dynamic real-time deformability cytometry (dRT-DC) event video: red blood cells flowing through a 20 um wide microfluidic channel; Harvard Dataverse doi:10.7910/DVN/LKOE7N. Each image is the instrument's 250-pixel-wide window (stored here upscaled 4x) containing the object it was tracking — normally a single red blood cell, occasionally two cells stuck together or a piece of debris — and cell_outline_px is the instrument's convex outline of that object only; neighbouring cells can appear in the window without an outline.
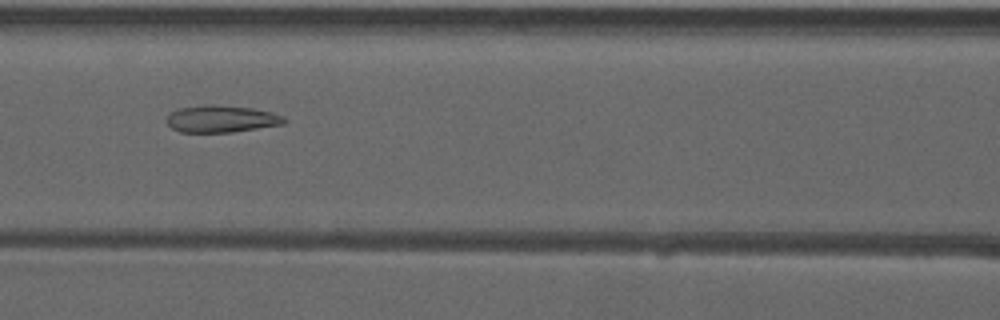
{"species": "common noctule bat (a hibernating species)", "species_latin": "Nyctalus noctula", "temperature_condition": "warm", "stored_images_in_passage": 52, "camera_frame_rate_fps": 3000, "um_per_image_px": 0.085, "animal": {"sex": "male", "forearm_length_mm": 52.5}, "frame": {"image": 1, "passage_image": 23, "time_ms": 7.333, "image_size_px": [1000, 320], "cell_outline_px": [[288, 120], [284, 124], [232, 132], [180, 132], [172, 128], [164, 120], [172, 112], [180, 108], [208, 104], [212, 104], [252, 108], [272, 112], [284, 116]], "centroid_in_image_um": [18.84, 10.1], "position_along_channel_um": 147.8, "area_um2": 18.55}}
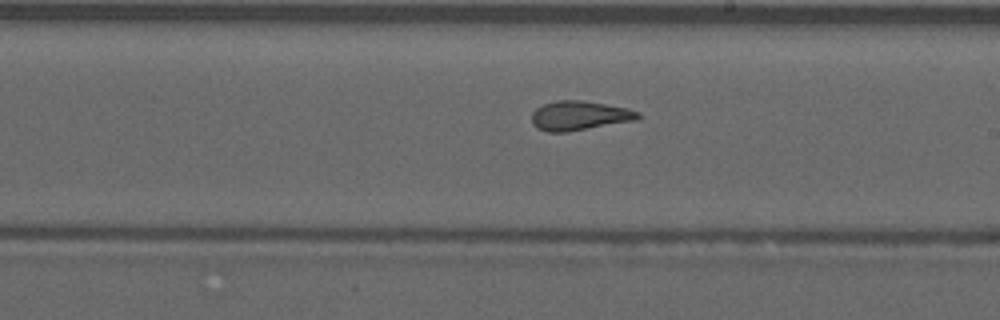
{"frame": {"image": 2, "passage_image": 30, "time_ms": 9.667, "image_size_px": [1000, 320], "cell_outline_px": [[640, 116], [636, 120], [568, 132], [548, 132], [536, 128], [532, 124], [532, 112], [536, 108], [544, 104], [556, 100], [580, 100], [604, 104], [624, 108], [640, 112]], "centroid_in_image_um": [49.2, 9.84], "position_along_channel_um": 239.8, "area_um2": 18.09}}
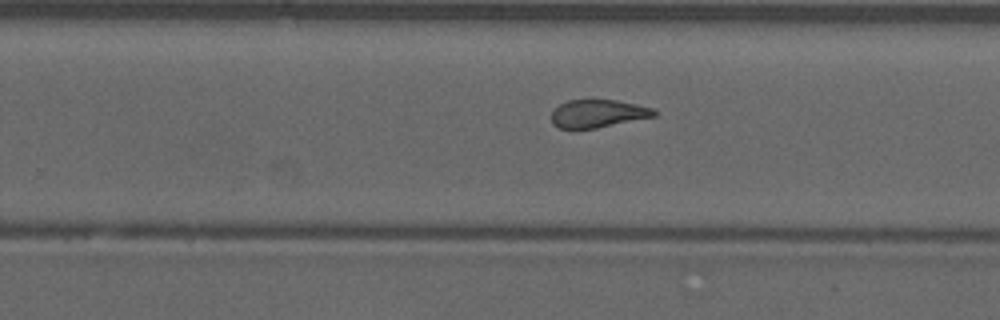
{"frame": {"image": 3, "passage_image": 33, "time_ms": 10.667, "image_size_px": [1000, 320], "cell_outline_px": [[656, 116], [576, 132], [572, 132], [560, 128], [552, 124], [552, 112], [560, 104], [568, 100], [616, 100], [636, 104], [652, 108], [656, 112]], "centroid_in_image_um": [50.76, 9.7], "position_along_channel_um": 279.0, "area_um2": 17.05}, "authors_computed_cell_mechanics": {"area_um2": 18.6694, "velocity_mm_per_s": 3.956, "shape_relaxation_time_tau1_ms": null, "shape_relaxation_time_tau2_ms": 2.0452, "deformation_change_tau1": null, "deformation_change_tau2": 0.111}}